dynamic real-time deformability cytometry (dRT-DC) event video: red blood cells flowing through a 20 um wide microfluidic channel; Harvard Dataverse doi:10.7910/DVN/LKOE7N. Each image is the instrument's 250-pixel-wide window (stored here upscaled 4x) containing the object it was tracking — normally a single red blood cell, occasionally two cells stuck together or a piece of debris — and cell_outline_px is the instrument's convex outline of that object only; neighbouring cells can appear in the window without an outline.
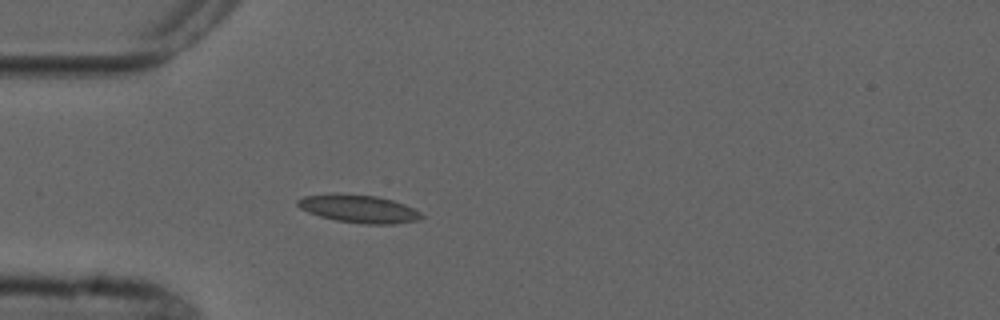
{"species": "common noctule bat (a hibernating species)", "species_latin": "Nyctalus noctula", "temperature_condition": "cold", "stored_images_in_passage": 2, "camera_frame_rate_fps": 3000, "um_per_image_px": 0.085, "animal": {"sex": "male", "forearm_length_mm": 52.5}, "frame": {"image": 1, "passage_image": 2, "time_ms": 2.0, "image_size_px": [1000, 320], "cell_outline_px": [[424, 216], [416, 220], [392, 224], [364, 224], [336, 220], [320, 216], [308, 212], [300, 208], [296, 204], [296, 200], [304, 196], [336, 192], [376, 196], [392, 200], [404, 204], [420, 212]], "centroid_in_image_um": [30.44, 17.73], "position_along_channel_um": 54.6, "area_um2": 20.17}}